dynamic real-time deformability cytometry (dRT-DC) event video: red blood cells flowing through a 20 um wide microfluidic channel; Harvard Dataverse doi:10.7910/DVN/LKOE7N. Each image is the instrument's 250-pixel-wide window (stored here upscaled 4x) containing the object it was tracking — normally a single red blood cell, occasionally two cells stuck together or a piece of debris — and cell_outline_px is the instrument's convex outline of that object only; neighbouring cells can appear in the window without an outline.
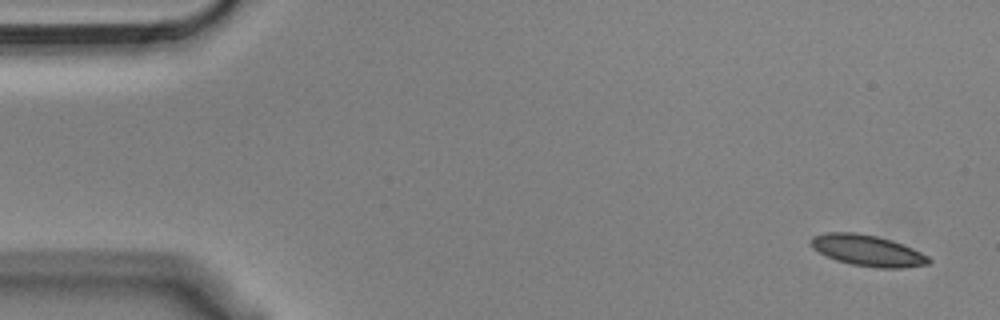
{"species": "Egyptian fruit bat (a non-hibernating species)", "species_latin": "Rousettus aegyptiacus", "temperature_condition": "cold", "stored_images_in_passage": 54, "camera_frame_rate_fps": 3000, "um_per_image_px": 0.085, "animal": {"sex": "male"}, "frame": {"image": 1, "passage_image": 1, "time_ms": 0.0, "image_size_px": [1000, 320], "cell_outline_px": [[932, 260], [928, 264], [904, 268], [876, 268], [852, 264], [836, 260], [812, 248], [812, 236], [824, 232], [856, 232], [876, 236], [892, 240], [912, 248], [928, 256]], "centroid_in_image_um": [73.76, 21.29], "position_along_channel_um": 11.2, "area_um2": 21.27}}
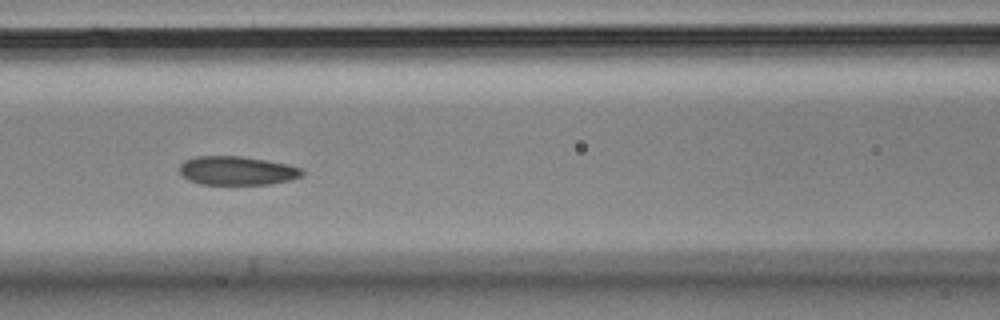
{"frame": {"image": 2, "passage_image": 22, "time_ms": 7.0, "image_size_px": [1000, 320], "cell_outline_px": [[304, 172], [300, 176], [292, 180], [272, 184], [200, 184], [188, 180], [180, 172], [180, 164], [184, 160], [196, 156], [240, 156], [288, 164], [300, 168]], "centroid_in_image_um": [20.14, 14.51], "position_along_channel_um": 146.5, "area_um2": 20.52}}
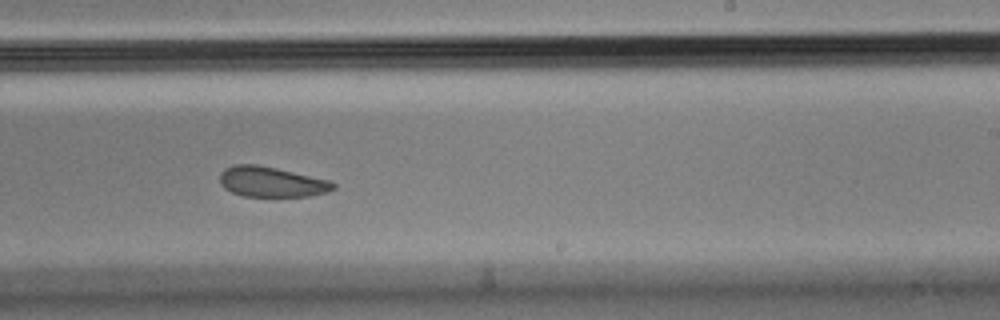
{"frame": {"image": 3, "passage_image": 32, "time_ms": 10.333, "image_size_px": [1000, 320], "cell_outline_px": [[336, 188], [328, 192], [308, 196], [244, 196], [232, 192], [224, 188], [220, 184], [220, 172], [224, 168], [232, 164], [256, 164], [276, 168], [328, 180], [336, 184]], "centroid_in_image_um": [23.04, 15.45], "position_along_channel_um": 266.0, "area_um2": 20.0}, "authors_computed_cell_mechanics": {"area_um2": 21.5016, "velocity_mm_per_s": 3.5918, "shape_relaxation_time_tau1_ms": 4.1066, "shape_relaxation_time_tau2_ms": 3.4015, "deformation_change_tau1": 0.0886, "deformation_change_tau2": 0.0698}}